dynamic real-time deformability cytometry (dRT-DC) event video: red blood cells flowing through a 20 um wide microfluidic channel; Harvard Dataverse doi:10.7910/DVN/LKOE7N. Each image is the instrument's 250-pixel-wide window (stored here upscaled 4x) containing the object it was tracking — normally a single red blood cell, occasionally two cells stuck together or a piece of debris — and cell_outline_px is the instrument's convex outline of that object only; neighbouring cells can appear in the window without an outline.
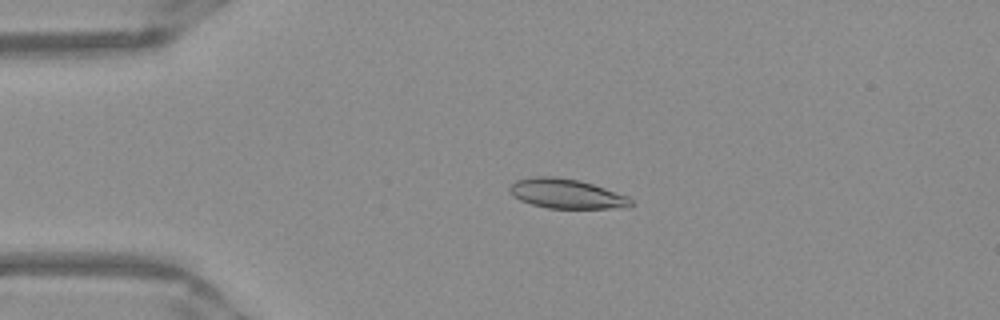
{"species": "Egyptian fruit bat (a non-hibernating species)", "species_latin": "Rousettus aegyptiacus", "temperature_condition": "warm", "stored_images_in_passage": 48, "camera_frame_rate_fps": 3000, "um_per_image_px": 0.085, "frame": {"image": 1, "passage_image": 8, "time_ms": 2.333, "image_size_px": [1000, 320], "cell_outline_px": [[632, 204], [628, 208], [548, 208], [532, 204], [520, 200], [512, 196], [508, 192], [508, 188], [516, 180], [536, 176], [556, 176], [580, 180], [628, 196], [632, 200]], "centroid_in_image_um": [48.13, 16.46], "position_along_channel_um": 36.9, "area_um2": 20.98}}
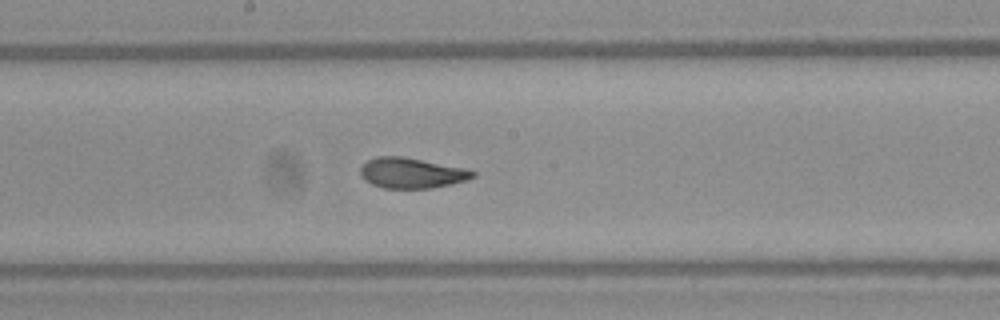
{"frame": {"image": 2, "passage_image": 24, "time_ms": 7.667, "image_size_px": [1000, 320], "cell_outline_px": [[476, 176], [468, 180], [452, 184], [432, 188], [384, 188], [372, 184], [364, 180], [360, 176], [360, 168], [368, 160], [376, 156], [404, 156], [464, 168], [476, 172]], "centroid_in_image_um": [34.99, 14.7], "position_along_channel_um": 213.2, "area_um2": 20.06}}
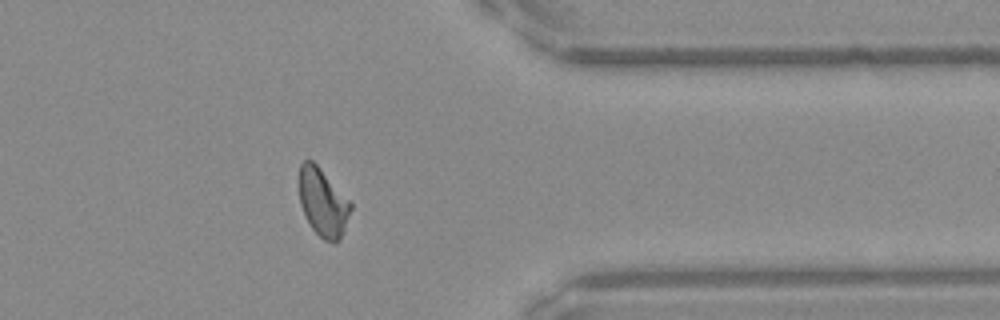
{"frame": {"image": 3, "passage_image": 38, "time_ms": 12.333, "image_size_px": [1000, 320], "cell_outline_px": [[352, 208], [340, 240], [336, 244], [332, 244], [324, 240], [312, 228], [304, 216], [300, 204], [300, 164], [304, 160], [312, 160], [320, 168], [352, 204]], "centroid_in_image_um": [27.45, 17.25], "position_along_channel_um": 384.0, "area_um2": 20.23}, "authors_computed_cell_mechanics": {"area_um2": 20.3456, "velocity_mm_per_s": 3.9391, "shape_relaxation_time_tau1_ms": 3.9008, "shape_relaxation_time_tau2_ms": 0.7521, "deformation_change_tau1": 0.1635, "deformation_change_tau2": 0.0693}}